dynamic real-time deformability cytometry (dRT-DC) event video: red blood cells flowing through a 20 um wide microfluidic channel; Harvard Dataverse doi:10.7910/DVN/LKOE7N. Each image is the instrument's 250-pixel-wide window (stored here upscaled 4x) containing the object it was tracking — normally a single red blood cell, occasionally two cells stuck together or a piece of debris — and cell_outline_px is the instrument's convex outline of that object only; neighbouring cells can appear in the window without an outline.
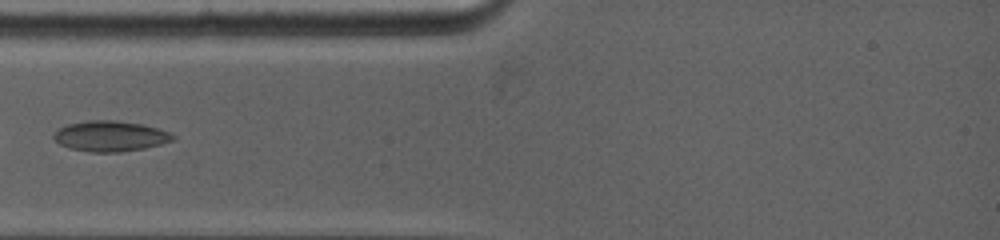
{"species": "common noctule bat (a hibernating species)", "species_latin": "Nyctalus noctula", "temperature_condition": "warm", "stored_images_in_passage": 3, "camera_frame_rate_fps": 5000, "um_per_image_px": 0.085, "animal": {"sex": "female", "body_mass_g": 19.0, "forearm_length_mm": 53.3}, "frame": {"image": 1, "passage_image": 1, "time_ms": 0.0, "image_size_px": [1000, 240], "cell_outline_px": [[176, 140], [144, 148], [120, 152], [88, 152], [68, 148], [60, 144], [52, 136], [60, 128], [68, 124], [88, 120], [116, 120], [140, 124], [156, 128], [168, 132], [176, 136]], "centroid_in_image_um": [9.37, 11.58], "position_along_channel_um": 75.6, "area_um2": 21.1}}
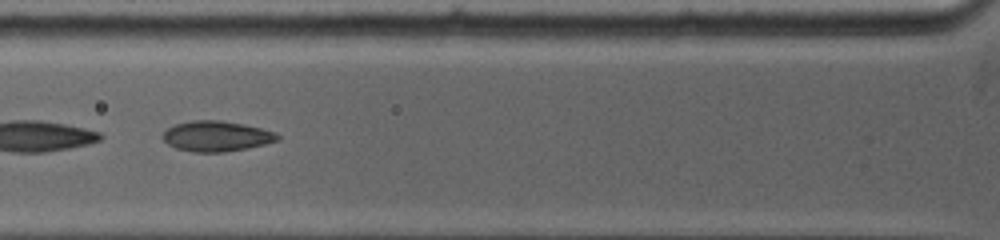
{"frame": {"image": 2, "passage_image": 3, "time_ms": 0.8, "image_size_px": [1000, 240], "cell_outline_px": [[280, 140], [248, 148], [224, 152], [192, 152], [176, 148], [168, 144], [160, 136], [168, 128], [176, 124], [192, 120], [220, 120], [244, 124], [276, 132], [280, 136]], "centroid_in_image_um": [18.4, 11.58], "position_along_channel_um": 107.4, "area_um2": 20.4}}